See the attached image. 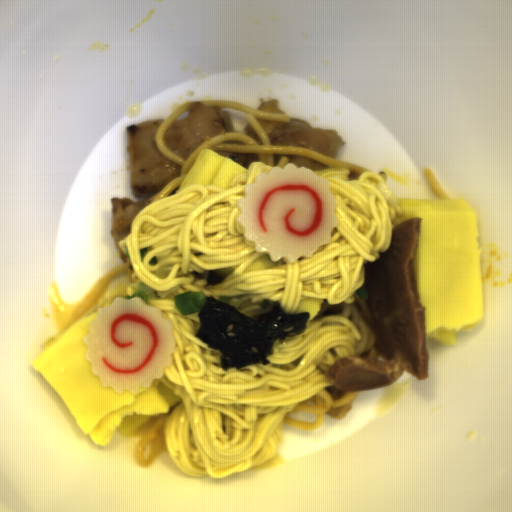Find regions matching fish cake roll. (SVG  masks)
Returning a JSON list of instances; mask_svg holds the SVG:
<instances>
[{"label":"fish cake roll","instance_id":"obj_2","mask_svg":"<svg viewBox=\"0 0 512 512\" xmlns=\"http://www.w3.org/2000/svg\"><path fill=\"white\" fill-rule=\"evenodd\" d=\"M174 331V323L142 296L116 297L88 322L85 357L103 387L136 393L172 367Z\"/></svg>","mask_w":512,"mask_h":512},{"label":"fish cake roll","instance_id":"obj_1","mask_svg":"<svg viewBox=\"0 0 512 512\" xmlns=\"http://www.w3.org/2000/svg\"><path fill=\"white\" fill-rule=\"evenodd\" d=\"M238 224L255 251L269 254L272 262L294 263L331 244L338 227L336 199L330 181L311 168L288 163L260 173L244 186L237 199Z\"/></svg>","mask_w":512,"mask_h":512}]
</instances>
